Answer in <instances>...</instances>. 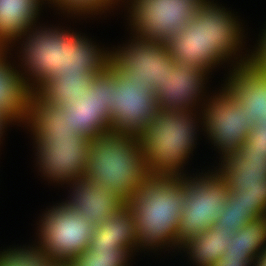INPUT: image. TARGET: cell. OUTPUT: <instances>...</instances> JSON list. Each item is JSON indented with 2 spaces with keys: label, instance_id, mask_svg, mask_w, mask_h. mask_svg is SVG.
<instances>
[{
  "label": "cell",
  "instance_id": "3957f363",
  "mask_svg": "<svg viewBox=\"0 0 266 266\" xmlns=\"http://www.w3.org/2000/svg\"><path fill=\"white\" fill-rule=\"evenodd\" d=\"M149 175L137 136L111 132L91 140L85 178L127 202Z\"/></svg>",
  "mask_w": 266,
  "mask_h": 266
},
{
  "label": "cell",
  "instance_id": "9c48e42d",
  "mask_svg": "<svg viewBox=\"0 0 266 266\" xmlns=\"http://www.w3.org/2000/svg\"><path fill=\"white\" fill-rule=\"evenodd\" d=\"M114 66L95 75L87 93L82 97L68 98L62 107L67 112V121L72 129L88 139L111 133L112 82Z\"/></svg>",
  "mask_w": 266,
  "mask_h": 266
},
{
  "label": "cell",
  "instance_id": "ba28073f",
  "mask_svg": "<svg viewBox=\"0 0 266 266\" xmlns=\"http://www.w3.org/2000/svg\"><path fill=\"white\" fill-rule=\"evenodd\" d=\"M133 1L130 22L133 23L136 36L164 42L183 30L203 2V0Z\"/></svg>",
  "mask_w": 266,
  "mask_h": 266
},
{
  "label": "cell",
  "instance_id": "d6a6232c",
  "mask_svg": "<svg viewBox=\"0 0 266 266\" xmlns=\"http://www.w3.org/2000/svg\"><path fill=\"white\" fill-rule=\"evenodd\" d=\"M9 121L11 122V120L6 115L0 113V135L2 134V130L5 128V124H7Z\"/></svg>",
  "mask_w": 266,
  "mask_h": 266
},
{
  "label": "cell",
  "instance_id": "6da1fadb",
  "mask_svg": "<svg viewBox=\"0 0 266 266\" xmlns=\"http://www.w3.org/2000/svg\"><path fill=\"white\" fill-rule=\"evenodd\" d=\"M223 9L203 0L192 20L167 41L175 62L188 61L208 72L238 51L237 46L242 44L241 28L231 13Z\"/></svg>",
  "mask_w": 266,
  "mask_h": 266
},
{
  "label": "cell",
  "instance_id": "603a6c76",
  "mask_svg": "<svg viewBox=\"0 0 266 266\" xmlns=\"http://www.w3.org/2000/svg\"><path fill=\"white\" fill-rule=\"evenodd\" d=\"M234 233L215 225L187 239L180 247L190 251L188 253L198 263L197 266H211L225 253V247L230 244Z\"/></svg>",
  "mask_w": 266,
  "mask_h": 266
},
{
  "label": "cell",
  "instance_id": "5bb4252c",
  "mask_svg": "<svg viewBox=\"0 0 266 266\" xmlns=\"http://www.w3.org/2000/svg\"><path fill=\"white\" fill-rule=\"evenodd\" d=\"M61 9L79 14L109 8L115 0H49ZM118 1V0H116ZM40 0H0V48L21 36H26L38 15ZM111 4V5H110ZM109 6V7H108ZM98 10V11H97ZM76 11V12H75ZM81 12V13H80ZM86 12V13H85ZM9 42V43H8ZM7 43V44H6Z\"/></svg>",
  "mask_w": 266,
  "mask_h": 266
},
{
  "label": "cell",
  "instance_id": "ac0fdd59",
  "mask_svg": "<svg viewBox=\"0 0 266 266\" xmlns=\"http://www.w3.org/2000/svg\"><path fill=\"white\" fill-rule=\"evenodd\" d=\"M223 159L219 172L227 181L229 193L266 187V155L249 154L240 148Z\"/></svg>",
  "mask_w": 266,
  "mask_h": 266
},
{
  "label": "cell",
  "instance_id": "484cf974",
  "mask_svg": "<svg viewBox=\"0 0 266 266\" xmlns=\"http://www.w3.org/2000/svg\"><path fill=\"white\" fill-rule=\"evenodd\" d=\"M129 251L125 248L93 247L87 248L70 263L73 266H126Z\"/></svg>",
  "mask_w": 266,
  "mask_h": 266
},
{
  "label": "cell",
  "instance_id": "f546056e",
  "mask_svg": "<svg viewBox=\"0 0 266 266\" xmlns=\"http://www.w3.org/2000/svg\"><path fill=\"white\" fill-rule=\"evenodd\" d=\"M241 149L249 154L266 155V120L262 118L254 124Z\"/></svg>",
  "mask_w": 266,
  "mask_h": 266
},
{
  "label": "cell",
  "instance_id": "52a82bcc",
  "mask_svg": "<svg viewBox=\"0 0 266 266\" xmlns=\"http://www.w3.org/2000/svg\"><path fill=\"white\" fill-rule=\"evenodd\" d=\"M41 222L39 245L58 262H71L88 248L93 237L94 225L65 203L53 206Z\"/></svg>",
  "mask_w": 266,
  "mask_h": 266
},
{
  "label": "cell",
  "instance_id": "cb8c5ba5",
  "mask_svg": "<svg viewBox=\"0 0 266 266\" xmlns=\"http://www.w3.org/2000/svg\"><path fill=\"white\" fill-rule=\"evenodd\" d=\"M95 75L55 76L43 82L34 93L48 105L64 107L69 99L82 97Z\"/></svg>",
  "mask_w": 266,
  "mask_h": 266
},
{
  "label": "cell",
  "instance_id": "83f0119b",
  "mask_svg": "<svg viewBox=\"0 0 266 266\" xmlns=\"http://www.w3.org/2000/svg\"><path fill=\"white\" fill-rule=\"evenodd\" d=\"M227 200L236 207L246 209L254 219L265 216L266 187L246 188L242 193H228Z\"/></svg>",
  "mask_w": 266,
  "mask_h": 266
},
{
  "label": "cell",
  "instance_id": "8992f818",
  "mask_svg": "<svg viewBox=\"0 0 266 266\" xmlns=\"http://www.w3.org/2000/svg\"><path fill=\"white\" fill-rule=\"evenodd\" d=\"M112 133L139 136L158 107L153 90L145 80H134L126 71L114 67L112 82Z\"/></svg>",
  "mask_w": 266,
  "mask_h": 266
},
{
  "label": "cell",
  "instance_id": "4316f807",
  "mask_svg": "<svg viewBox=\"0 0 266 266\" xmlns=\"http://www.w3.org/2000/svg\"><path fill=\"white\" fill-rule=\"evenodd\" d=\"M9 249L0 254V266H55L58 261L48 257L39 245L36 248Z\"/></svg>",
  "mask_w": 266,
  "mask_h": 266
},
{
  "label": "cell",
  "instance_id": "836d02e7",
  "mask_svg": "<svg viewBox=\"0 0 266 266\" xmlns=\"http://www.w3.org/2000/svg\"><path fill=\"white\" fill-rule=\"evenodd\" d=\"M255 266H266V251L257 259Z\"/></svg>",
  "mask_w": 266,
  "mask_h": 266
},
{
  "label": "cell",
  "instance_id": "7c38bea8",
  "mask_svg": "<svg viewBox=\"0 0 266 266\" xmlns=\"http://www.w3.org/2000/svg\"><path fill=\"white\" fill-rule=\"evenodd\" d=\"M38 164L46 177L59 181H73L84 177L91 139L75 136H48L36 142Z\"/></svg>",
  "mask_w": 266,
  "mask_h": 266
},
{
  "label": "cell",
  "instance_id": "44dd1931",
  "mask_svg": "<svg viewBox=\"0 0 266 266\" xmlns=\"http://www.w3.org/2000/svg\"><path fill=\"white\" fill-rule=\"evenodd\" d=\"M25 122L31 124L35 142H43L48 136H75L67 121V112L58 105H48L34 92L30 94L29 108Z\"/></svg>",
  "mask_w": 266,
  "mask_h": 266
},
{
  "label": "cell",
  "instance_id": "d4e9b609",
  "mask_svg": "<svg viewBox=\"0 0 266 266\" xmlns=\"http://www.w3.org/2000/svg\"><path fill=\"white\" fill-rule=\"evenodd\" d=\"M265 242L266 218L261 217L249 221L246 225L236 230L231 237L230 244L225 247V253L229 255H250L257 261L266 251Z\"/></svg>",
  "mask_w": 266,
  "mask_h": 266
},
{
  "label": "cell",
  "instance_id": "e575fe53",
  "mask_svg": "<svg viewBox=\"0 0 266 266\" xmlns=\"http://www.w3.org/2000/svg\"><path fill=\"white\" fill-rule=\"evenodd\" d=\"M55 266H73L70 262H58Z\"/></svg>",
  "mask_w": 266,
  "mask_h": 266
},
{
  "label": "cell",
  "instance_id": "7a4b0ae2",
  "mask_svg": "<svg viewBox=\"0 0 266 266\" xmlns=\"http://www.w3.org/2000/svg\"><path fill=\"white\" fill-rule=\"evenodd\" d=\"M185 202V179L148 176L127 206L133 211L139 246L178 245L177 228ZM157 245V246H156Z\"/></svg>",
  "mask_w": 266,
  "mask_h": 266
},
{
  "label": "cell",
  "instance_id": "7402d4cb",
  "mask_svg": "<svg viewBox=\"0 0 266 266\" xmlns=\"http://www.w3.org/2000/svg\"><path fill=\"white\" fill-rule=\"evenodd\" d=\"M111 65V52L100 51L80 35L67 46L66 68L57 76L99 75Z\"/></svg>",
  "mask_w": 266,
  "mask_h": 266
},
{
  "label": "cell",
  "instance_id": "d6986e66",
  "mask_svg": "<svg viewBox=\"0 0 266 266\" xmlns=\"http://www.w3.org/2000/svg\"><path fill=\"white\" fill-rule=\"evenodd\" d=\"M4 51L0 50V113L21 122L27 119L33 83L6 62Z\"/></svg>",
  "mask_w": 266,
  "mask_h": 266
},
{
  "label": "cell",
  "instance_id": "5b68a950",
  "mask_svg": "<svg viewBox=\"0 0 266 266\" xmlns=\"http://www.w3.org/2000/svg\"><path fill=\"white\" fill-rule=\"evenodd\" d=\"M228 193L227 181L219 171L199 179L185 178V202L177 228L178 245L216 225Z\"/></svg>",
  "mask_w": 266,
  "mask_h": 266
},
{
  "label": "cell",
  "instance_id": "8fae6325",
  "mask_svg": "<svg viewBox=\"0 0 266 266\" xmlns=\"http://www.w3.org/2000/svg\"><path fill=\"white\" fill-rule=\"evenodd\" d=\"M223 89L206 105L202 119L207 134L218 149L221 148L225 158L241 148L253 125L247 121L244 107L226 88Z\"/></svg>",
  "mask_w": 266,
  "mask_h": 266
},
{
  "label": "cell",
  "instance_id": "277c9868",
  "mask_svg": "<svg viewBox=\"0 0 266 266\" xmlns=\"http://www.w3.org/2000/svg\"><path fill=\"white\" fill-rule=\"evenodd\" d=\"M191 114L158 109L138 136L150 176L184 177L178 170L189 158L196 134Z\"/></svg>",
  "mask_w": 266,
  "mask_h": 266
},
{
  "label": "cell",
  "instance_id": "1f68e13d",
  "mask_svg": "<svg viewBox=\"0 0 266 266\" xmlns=\"http://www.w3.org/2000/svg\"><path fill=\"white\" fill-rule=\"evenodd\" d=\"M264 32L263 37H261V44L258 43L259 48L255 51L256 53H252L253 55H250V63L258 71L266 75V30Z\"/></svg>",
  "mask_w": 266,
  "mask_h": 266
},
{
  "label": "cell",
  "instance_id": "e0dca14e",
  "mask_svg": "<svg viewBox=\"0 0 266 266\" xmlns=\"http://www.w3.org/2000/svg\"><path fill=\"white\" fill-rule=\"evenodd\" d=\"M73 185L74 192L70 195L71 200L64 203L72 210L82 213L85 219L94 226L100 225L126 204L123 199L104 188L101 183L89 178L76 179Z\"/></svg>",
  "mask_w": 266,
  "mask_h": 266
},
{
  "label": "cell",
  "instance_id": "f1b7e54d",
  "mask_svg": "<svg viewBox=\"0 0 266 266\" xmlns=\"http://www.w3.org/2000/svg\"><path fill=\"white\" fill-rule=\"evenodd\" d=\"M253 220L254 218L247 213L246 209L236 207L227 200L225 208L218 215L216 226L235 232L246 225L249 221Z\"/></svg>",
  "mask_w": 266,
  "mask_h": 266
},
{
  "label": "cell",
  "instance_id": "2e32d148",
  "mask_svg": "<svg viewBox=\"0 0 266 266\" xmlns=\"http://www.w3.org/2000/svg\"><path fill=\"white\" fill-rule=\"evenodd\" d=\"M240 61L225 88L244 107L247 121L254 125L262 118L266 120V75L250 63V56Z\"/></svg>",
  "mask_w": 266,
  "mask_h": 266
},
{
  "label": "cell",
  "instance_id": "4fadbf2b",
  "mask_svg": "<svg viewBox=\"0 0 266 266\" xmlns=\"http://www.w3.org/2000/svg\"><path fill=\"white\" fill-rule=\"evenodd\" d=\"M78 36L73 32L56 28L41 31L36 29V32L29 34L22 57L30 76L37 82V87L33 86L32 92L66 68L67 46Z\"/></svg>",
  "mask_w": 266,
  "mask_h": 266
},
{
  "label": "cell",
  "instance_id": "ffe728a7",
  "mask_svg": "<svg viewBox=\"0 0 266 266\" xmlns=\"http://www.w3.org/2000/svg\"><path fill=\"white\" fill-rule=\"evenodd\" d=\"M139 242L135 230V218L133 211L125 204L116 214H112L100 225L94 226L93 237L88 248L114 247L125 248L130 251Z\"/></svg>",
  "mask_w": 266,
  "mask_h": 266
},
{
  "label": "cell",
  "instance_id": "30bf717a",
  "mask_svg": "<svg viewBox=\"0 0 266 266\" xmlns=\"http://www.w3.org/2000/svg\"><path fill=\"white\" fill-rule=\"evenodd\" d=\"M135 39L126 48L111 52V64L118 71H126L134 80H145L154 91L158 84L165 83L168 70L173 69L176 62L169 53L167 42Z\"/></svg>",
  "mask_w": 266,
  "mask_h": 266
},
{
  "label": "cell",
  "instance_id": "9a60e30c",
  "mask_svg": "<svg viewBox=\"0 0 266 266\" xmlns=\"http://www.w3.org/2000/svg\"><path fill=\"white\" fill-rule=\"evenodd\" d=\"M207 73L188 61H177L174 68L168 70L165 83L158 84L153 91L158 109L191 111Z\"/></svg>",
  "mask_w": 266,
  "mask_h": 266
},
{
  "label": "cell",
  "instance_id": "4dcf8cb0",
  "mask_svg": "<svg viewBox=\"0 0 266 266\" xmlns=\"http://www.w3.org/2000/svg\"><path fill=\"white\" fill-rule=\"evenodd\" d=\"M256 261L250 255H229L224 253L219 260L211 266H251Z\"/></svg>",
  "mask_w": 266,
  "mask_h": 266
}]
</instances>
